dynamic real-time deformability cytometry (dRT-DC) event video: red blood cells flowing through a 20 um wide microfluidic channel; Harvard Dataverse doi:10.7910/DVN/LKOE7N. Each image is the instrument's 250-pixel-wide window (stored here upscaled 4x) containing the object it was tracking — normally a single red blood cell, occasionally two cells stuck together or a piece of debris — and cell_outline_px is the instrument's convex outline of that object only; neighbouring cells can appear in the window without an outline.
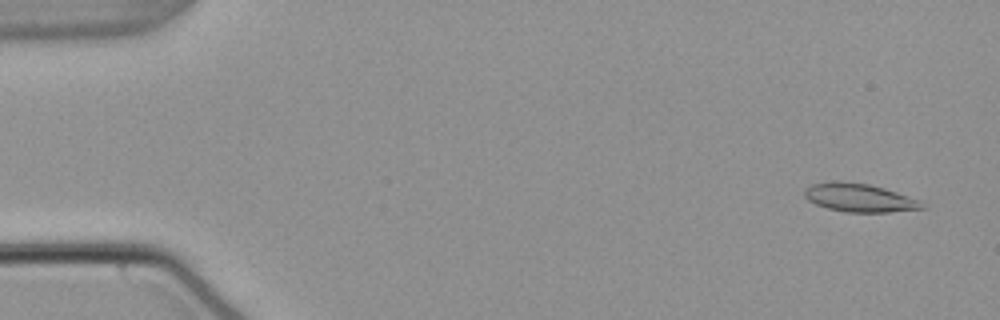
{"species": "common noctule bat (a hibernating species)", "species_latin": "Nyctalus noctula", "temperature_condition": "warm", "stored_images_in_passage": 54, "camera_frame_rate_fps": 3000, "um_per_image_px": 0.085, "animal": {"sex": "male", "body_mass_g": 21.5, "forearm_length_mm": 52.0}, "frame": {"image": 1, "passage_image": 3, "time_ms": 0.667, "image_size_px": [1000, 320], "cell_outline_px": [[928, 204], [924, 208], [888, 212], [844, 212], [828, 208], [816, 204], [808, 200], [804, 196], [804, 188], [812, 184], [868, 184], [884, 188], [920, 200]], "centroid_in_image_um": [73.12, 16.86], "position_along_channel_um": 11.9, "area_um2": 18.67}}
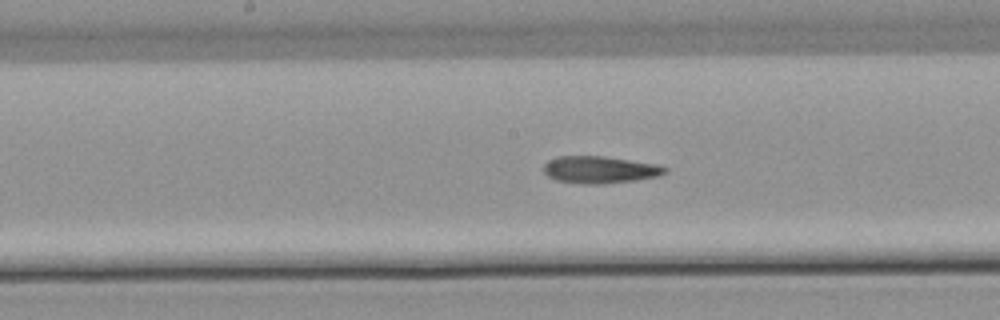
{"frame": {"image": 2, "passage_image": 28, "time_ms": 9.0, "image_size_px": [1000, 320], "cell_outline_px": [[668, 172], [660, 176], [636, 180], [604, 184], [584, 184], [556, 180], [548, 176], [544, 172], [544, 164], [548, 160], [556, 156], [604, 156], [656, 164], [668, 168]], "centroid_in_image_um": [51.0, 14.42], "position_along_channel_um": 197.2, "area_um2": 19.31}}
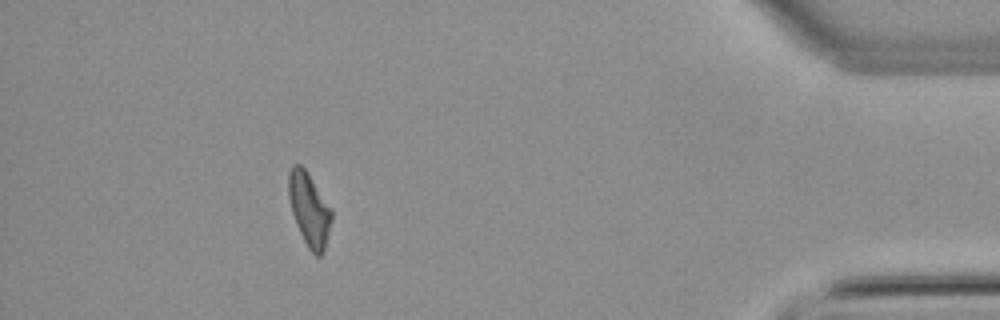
{"frame": {"image": 3, "passage_image": 49, "time_ms": 16.0, "image_size_px": [1000, 320], "cell_outline_px": [[332, 220], [324, 248], [320, 256], [316, 256], [308, 248], [296, 224], [292, 212], [288, 196], [288, 172], [292, 164], [300, 164], [304, 168], [332, 208]], "centroid_in_image_um": [26.27, 17.77], "position_along_channel_um": 408.9, "area_um2": 18.26}, "authors_computed_cell_mechanics": {"area_um2": 18.9873, "velocity_mm_per_s": 3.8157, "shape_relaxation_time_tau1_ms": null, "shape_relaxation_time_tau2_ms": 6.8936, "deformation_change_tau1": null, "deformation_change_tau2": 0.1775}}